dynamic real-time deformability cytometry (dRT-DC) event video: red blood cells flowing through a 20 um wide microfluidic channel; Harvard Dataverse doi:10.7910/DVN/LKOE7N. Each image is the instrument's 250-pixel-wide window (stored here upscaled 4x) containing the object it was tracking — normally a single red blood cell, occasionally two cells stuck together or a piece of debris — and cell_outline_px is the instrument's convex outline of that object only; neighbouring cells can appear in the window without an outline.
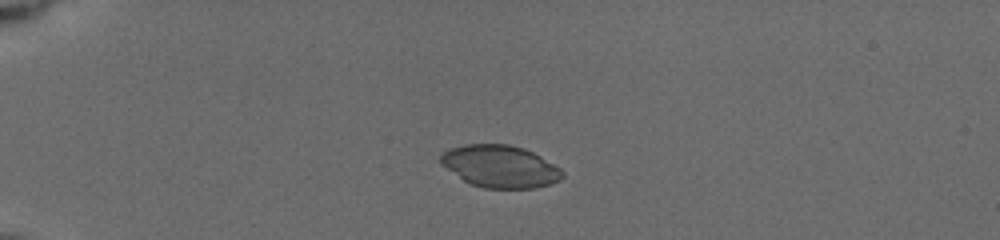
{"species": "common noctule bat (a hibernating species)", "species_latin": "Nyctalus noctula", "temperature_condition": "cold", "stored_images_in_passage": 80, "camera_frame_rate_fps": 3000, "um_per_image_px": 0.085, "animal": {"sex": "female", "body_mass_g": 19.5, "forearm_length_mm": 54.1}, "frame": {"image": 1, "passage_image": 21, "time_ms": 5.0, "image_size_px": [1000, 240], "cell_outline_px": [[564, 176], [560, 180], [548, 184], [532, 188], [484, 188], [472, 184], [464, 180], [440, 164], [440, 156], [444, 152], [452, 148], [464, 144], [508, 144], [524, 148], [540, 156], [560, 168], [564, 172]], "centroid_in_image_um": [42.51, 14.14], "position_along_channel_um": 42.5, "area_um2": 29.77}}
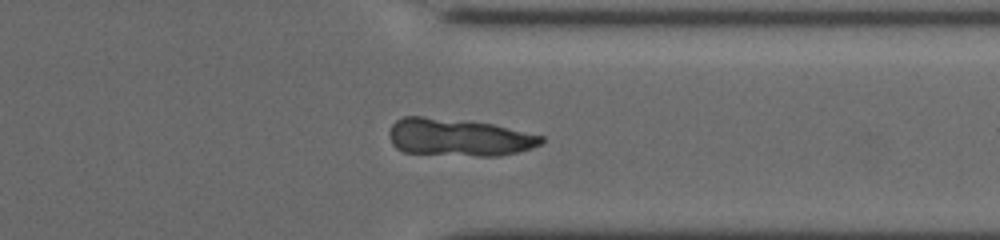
{"frame": {"image": 2, "passage_image": 58, "time_ms": 14.667, "image_size_px": [1000, 240], "cell_outline_px": [[544, 140], [540, 144], [532, 148], [520, 152], [500, 156], [480, 156], [404, 152], [396, 148], [392, 144], [388, 132], [392, 124], [396, 120], [404, 116], [424, 116], [492, 124], [544, 136]], "centroid_in_image_um": [38.98, 11.68], "position_along_channel_um": 372.4, "area_um2": 33.18}}
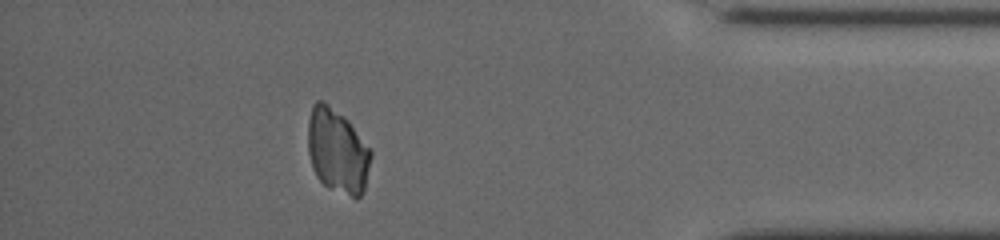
{"frame": {"image": 3, "passage_image": 69, "time_ms": 16.333, "image_size_px": [1000, 240], "cell_outline_px": [[372, 156], [364, 192], [356, 200], [328, 188], [316, 176], [312, 168], [308, 152], [308, 120], [312, 104], [316, 100], [324, 100], [344, 116], [348, 120], [372, 152]], "centroid_in_image_um": [28.67, 12.85], "position_along_channel_um": 406.5, "area_um2": 31.44}}